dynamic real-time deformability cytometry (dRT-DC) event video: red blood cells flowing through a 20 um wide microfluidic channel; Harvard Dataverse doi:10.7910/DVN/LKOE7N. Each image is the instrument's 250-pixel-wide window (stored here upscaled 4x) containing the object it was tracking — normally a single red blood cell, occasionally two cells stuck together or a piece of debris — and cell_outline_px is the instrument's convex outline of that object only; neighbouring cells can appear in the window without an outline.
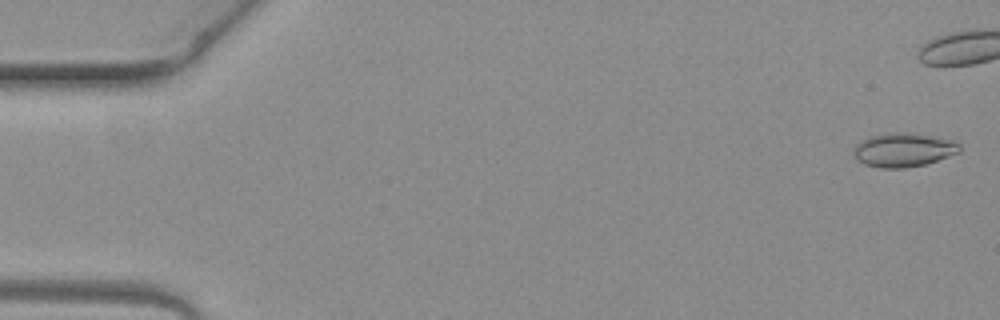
{"species": "common noctule bat (a hibernating species)", "species_latin": "Nyctalus noctula", "temperature_condition": "warm", "stored_images_in_passage": 6, "camera_frame_rate_fps": 3000, "um_per_image_px": 0.085, "animal": {"sex": "female", "body_mass_g": 19.3, "forearm_length_mm": 54.1}, "frame": {"image": 1, "passage_image": 1, "time_ms": 0.0, "image_size_px": [1000, 320], "cell_outline_px": [[960, 152], [924, 164], [904, 168], [880, 168], [864, 164], [856, 160], [852, 152], [852, 148], [856, 144], [868, 136], [888, 132], [904, 132], [936, 136], [956, 140], [960, 144]], "centroid_in_image_um": [76.76, 12.72], "position_along_channel_um": 8.2, "area_um2": 21.27}}